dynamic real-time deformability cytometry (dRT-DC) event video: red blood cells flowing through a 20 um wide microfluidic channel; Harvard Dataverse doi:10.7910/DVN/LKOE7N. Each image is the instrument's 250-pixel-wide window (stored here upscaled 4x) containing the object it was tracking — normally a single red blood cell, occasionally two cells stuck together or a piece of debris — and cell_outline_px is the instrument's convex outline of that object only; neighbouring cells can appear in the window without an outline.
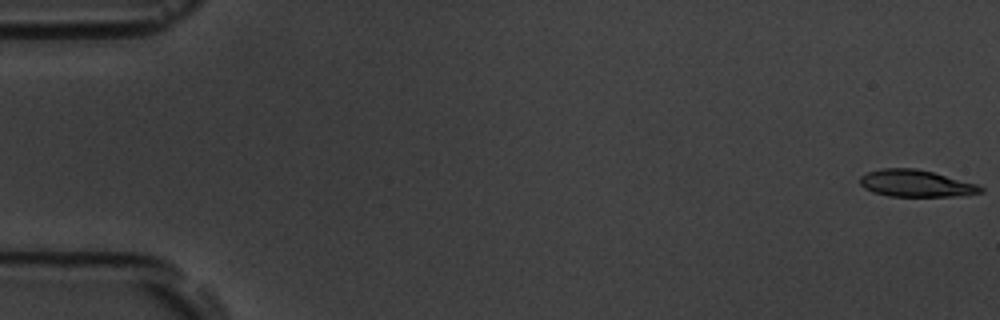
{"species": "common noctule bat (a hibernating species)", "species_latin": "Nyctalus noctula", "temperature_condition": "room temperature", "stored_images_in_passage": 54, "camera_frame_rate_fps": 3000, "um_per_image_px": 0.085, "animal": {"sex": "male", "body_mass_g": 19.5, "forearm_length_mm": 54.6}, "frame": {"image": 1, "passage_image": 1, "time_ms": 0.0, "image_size_px": [1000, 320], "cell_outline_px": [[984, 192], [960, 196], [888, 196], [872, 192], [864, 188], [860, 184], [860, 176], [868, 172], [880, 168], [916, 168], [932, 172], [976, 184], [984, 188]], "centroid_in_image_um": [77.83, 15.59], "position_along_channel_um": 7.2, "area_um2": 18.9}}
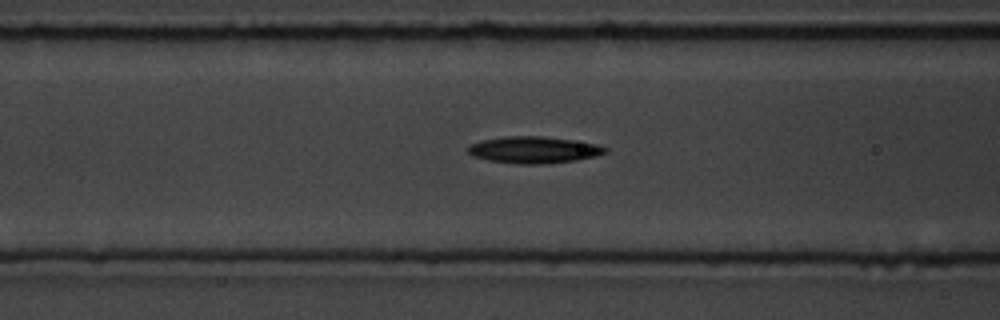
{"frame": {"image": 2, "passage_image": 22, "time_ms": 7.0, "image_size_px": [1000, 320], "cell_outline_px": [[608, 152], [596, 156], [576, 160], [544, 164], [520, 164], [488, 160], [472, 156], [468, 152], [468, 148], [472, 144], [484, 140], [508, 136], [540, 136], [572, 140], [600, 144], [608, 148]], "centroid_in_image_um": [45.43, 12.74], "position_along_channel_um": 121.2, "area_um2": 21.27}}
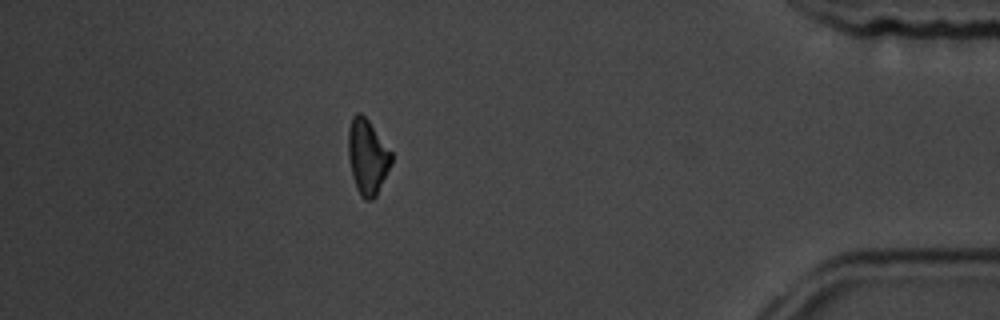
{"frame": {"image": 3, "passage_image": 48, "time_ms": 15.667, "image_size_px": [1000, 320], "cell_outline_px": [[392, 164], [376, 196], [372, 200], [364, 200], [360, 196], [356, 188], [352, 176], [348, 156], [348, 128], [352, 116], [356, 112], [360, 112], [368, 120], [392, 152]], "centroid_in_image_um": [31.22, 13.34], "position_along_channel_um": 404.0, "area_um2": 19.07}, "authors_computed_cell_mechanics": {"area_um2": 20.0566, "velocity_mm_per_s": 3.7938, "shape_relaxation_time_tau1_ms": 3.5928, "shape_relaxation_time_tau2_ms": null, "deformation_change_tau1": 0.1315, "deformation_change_tau2": null}}